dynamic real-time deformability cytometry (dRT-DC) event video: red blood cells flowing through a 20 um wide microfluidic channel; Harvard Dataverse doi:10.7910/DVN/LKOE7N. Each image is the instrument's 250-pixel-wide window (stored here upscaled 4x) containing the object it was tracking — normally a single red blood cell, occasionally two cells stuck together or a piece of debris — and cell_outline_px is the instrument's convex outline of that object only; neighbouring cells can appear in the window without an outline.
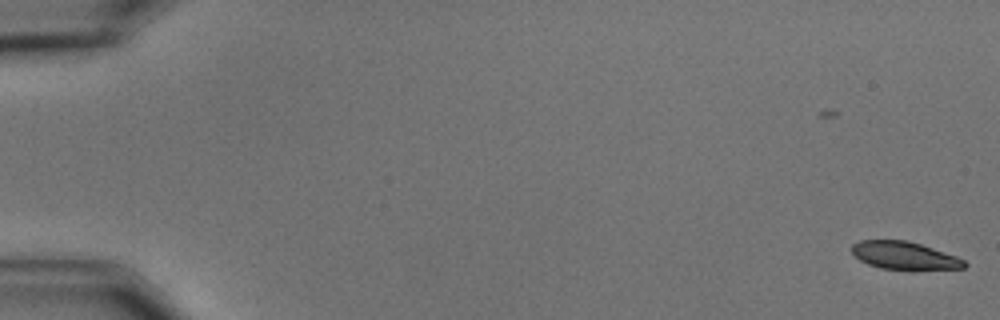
{"species": "common noctule bat (a hibernating species)", "species_latin": "Nyctalus noctula", "temperature_condition": "cold", "stored_images_in_passage": 3, "camera_frame_rate_fps": 3000, "um_per_image_px": 0.085, "animal": {"sex": "male", "body_mass_g": 15.6}, "frame": {"image": 1, "passage_image": 3, "time_ms": 0.667, "image_size_px": [1000, 320], "cell_outline_px": [[968, 264], [964, 268], [912, 272], [880, 268], [868, 264], [860, 260], [852, 252], [852, 244], [860, 240], [908, 240], [956, 256], [964, 260]], "centroid_in_image_um": [76.91, 21.77], "position_along_channel_um": 8.1, "area_um2": 18.84}}